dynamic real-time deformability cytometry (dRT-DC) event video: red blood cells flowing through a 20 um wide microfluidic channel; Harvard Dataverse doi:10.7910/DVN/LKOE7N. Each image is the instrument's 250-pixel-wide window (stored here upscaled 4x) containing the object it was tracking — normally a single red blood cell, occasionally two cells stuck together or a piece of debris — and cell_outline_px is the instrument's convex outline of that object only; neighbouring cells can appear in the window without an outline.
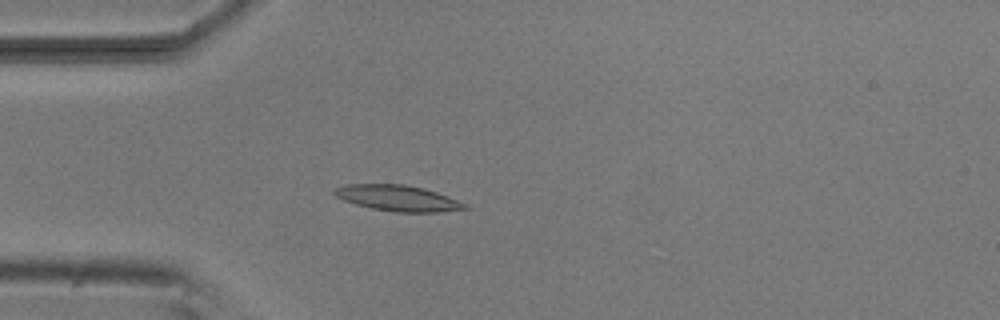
{"species": "common noctule bat (a hibernating species)", "species_latin": "Nyctalus noctula", "temperature_condition": "room temperature", "stored_images_in_passage": 52, "camera_frame_rate_fps": 3000, "um_per_image_px": 0.085, "animal": {"sex": "male", "body_mass_g": 20.5, "forearm_length_mm": 52.5}, "frame": {"image": 1, "passage_image": 14, "time_ms": 4.333, "image_size_px": [1000, 320], "cell_outline_px": [[468, 208], [440, 212], [396, 212], [372, 208], [356, 204], [344, 200], [336, 196], [332, 192], [336, 188], [344, 184], [404, 184], [424, 188], [448, 196], [468, 204]], "centroid_in_image_um": [33.83, 16.83], "position_along_channel_um": 51.2, "area_um2": 19.59}}
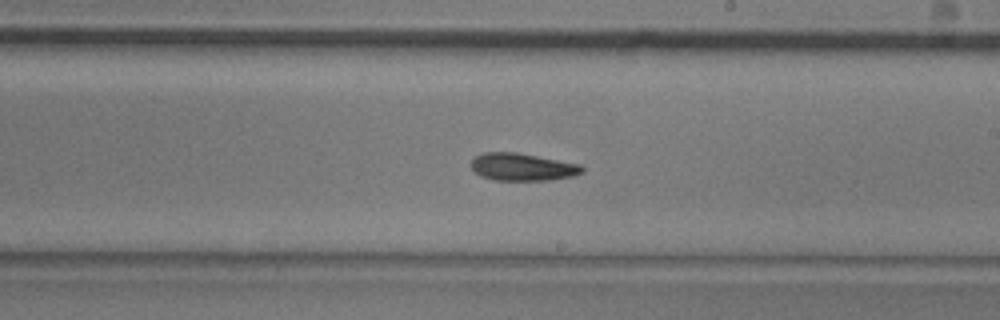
{"frame": {"image": 2, "passage_image": 30, "time_ms": 9.667, "image_size_px": [1000, 320], "cell_outline_px": [[584, 172], [572, 176], [552, 180], [492, 180], [480, 176], [472, 168], [472, 160], [476, 156], [484, 152], [516, 152], [580, 164], [584, 168]], "centroid_in_image_um": [44.42, 14.2], "position_along_channel_um": 244.6, "area_um2": 17.74}}
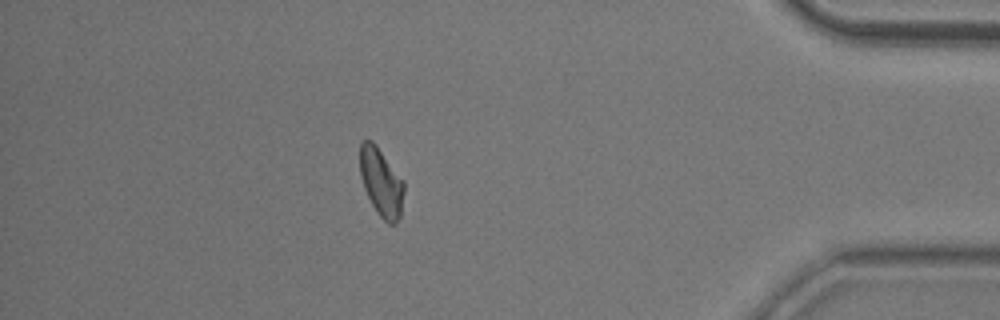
{"frame": {"image": 3, "passage_image": 46, "time_ms": 15.0, "image_size_px": [1000, 320], "cell_outline_px": [[404, 192], [400, 216], [396, 224], [388, 224], [376, 212], [364, 188], [360, 176], [360, 144], [364, 140], [372, 140], [376, 144], [404, 180]], "centroid_in_image_um": [32.41, 15.49], "position_along_channel_um": 402.8, "area_um2": 17.63}, "authors_computed_cell_mechanics": {"area_um2": 18.0336, "velocity_mm_per_s": 3.7893, "shape_relaxation_time_tau1_ms": null, "shape_relaxation_time_tau2_ms": 5.5014, "deformation_change_tau1": null, "deformation_change_tau2": 0.1194}}